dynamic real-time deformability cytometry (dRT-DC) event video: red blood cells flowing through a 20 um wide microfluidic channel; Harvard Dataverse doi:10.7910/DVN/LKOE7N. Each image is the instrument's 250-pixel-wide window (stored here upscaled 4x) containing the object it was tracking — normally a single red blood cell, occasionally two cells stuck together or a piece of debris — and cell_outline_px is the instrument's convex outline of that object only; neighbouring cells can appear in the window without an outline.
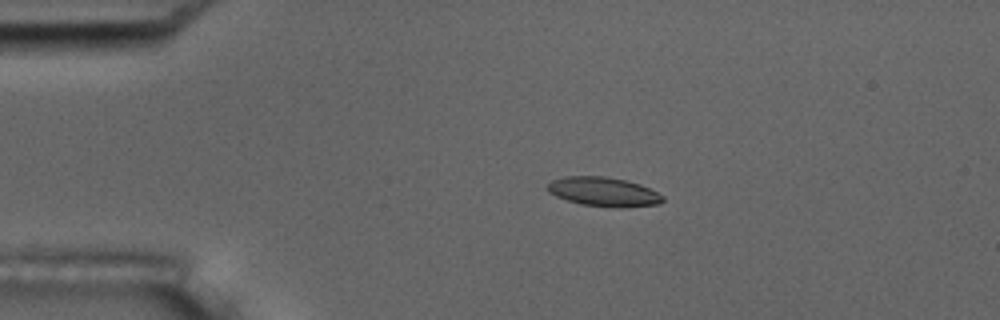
{"species": "common noctule bat (a hibernating species)", "species_latin": "Nyctalus noctula", "temperature_condition": "room temperature", "stored_images_in_passage": 5, "camera_frame_rate_fps": 3000, "um_per_image_px": 0.085, "animal": {"sex": "male", "body_mass_g": 17.5, "forearm_length_mm": 52.3}, "frame": {"image": 1, "passage_image": 4, "time_ms": 3.667, "image_size_px": [1000, 320], "cell_outline_px": [[664, 200], [660, 204], [620, 208], [580, 204], [556, 196], [548, 192], [548, 184], [552, 180], [564, 176], [604, 176], [624, 180], [640, 184], [664, 196]], "centroid_in_image_um": [51.31, 16.3], "position_along_channel_um": 33.7, "area_um2": 19.54}}